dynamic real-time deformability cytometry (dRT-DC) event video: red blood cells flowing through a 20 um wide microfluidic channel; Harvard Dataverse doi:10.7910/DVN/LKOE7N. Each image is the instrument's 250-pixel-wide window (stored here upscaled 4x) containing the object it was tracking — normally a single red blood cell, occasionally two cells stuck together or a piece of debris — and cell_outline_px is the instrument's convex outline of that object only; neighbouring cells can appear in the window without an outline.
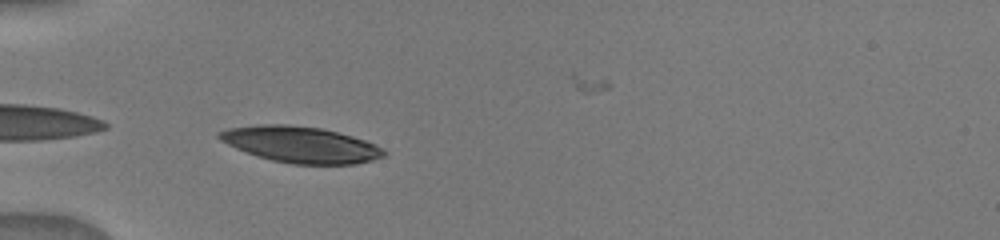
{"species": "human", "species_latin": "Homo sapiens", "temperature_condition": "warm", "stored_images_in_passage": 58, "camera_frame_rate_fps": 3000, "um_per_image_px": 0.085, "donor": {"sex": "male"}, "frame": {"image": 1, "passage_image": 1, "time_ms": 0.0, "image_size_px": [1000, 240], "cell_outline_px": [[388, 152], [384, 156], [372, 160], [356, 164], [292, 164], [272, 160], [236, 148], [220, 140], [216, 136], [216, 132], [228, 128], [260, 124], [288, 124], [320, 128], [352, 136], [376, 144], [384, 148]], "centroid_in_image_um": [25.57, 12.28], "position_along_channel_um": 59.4, "area_um2": 34.62}}
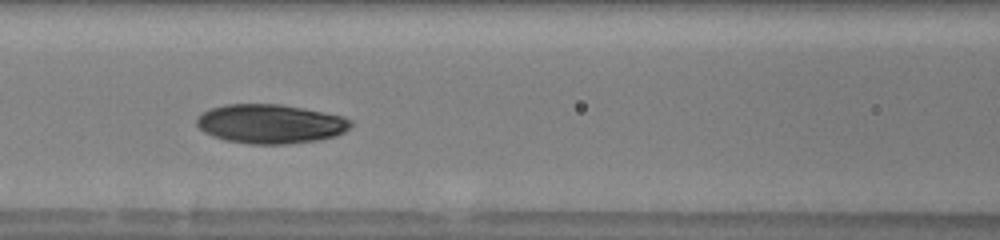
{"frame": {"image": 2, "passage_image": 14, "time_ms": 2.333, "image_size_px": [1000, 240], "cell_outline_px": [[352, 124], [344, 132], [336, 136], [320, 140], [288, 144], [248, 144], [224, 140], [212, 136], [204, 132], [196, 124], [196, 120], [208, 108], [224, 104], [280, 104], [324, 112], [344, 116], [352, 120]], "centroid_in_image_um": [22.99, 10.53], "position_along_channel_um": 143.6, "area_um2": 35.43}}
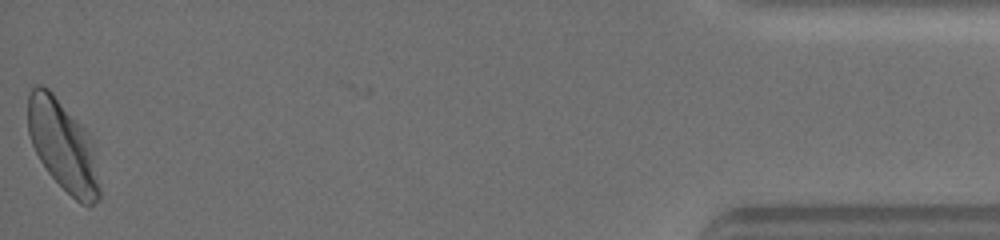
{"frame": {"image": 3, "passage_image": 58, "time_ms": 11.333, "image_size_px": [1000, 240], "cell_outline_px": [[100, 200], [88, 208], [80, 204], [48, 172], [40, 160], [32, 144], [28, 132], [28, 92], [36, 84], [40, 84], [48, 88], [52, 92], [84, 128], [92, 144], [100, 188]], "centroid_in_image_um": [5.34, 12.4], "position_along_channel_um": 429.9, "area_um2": 37.45}}